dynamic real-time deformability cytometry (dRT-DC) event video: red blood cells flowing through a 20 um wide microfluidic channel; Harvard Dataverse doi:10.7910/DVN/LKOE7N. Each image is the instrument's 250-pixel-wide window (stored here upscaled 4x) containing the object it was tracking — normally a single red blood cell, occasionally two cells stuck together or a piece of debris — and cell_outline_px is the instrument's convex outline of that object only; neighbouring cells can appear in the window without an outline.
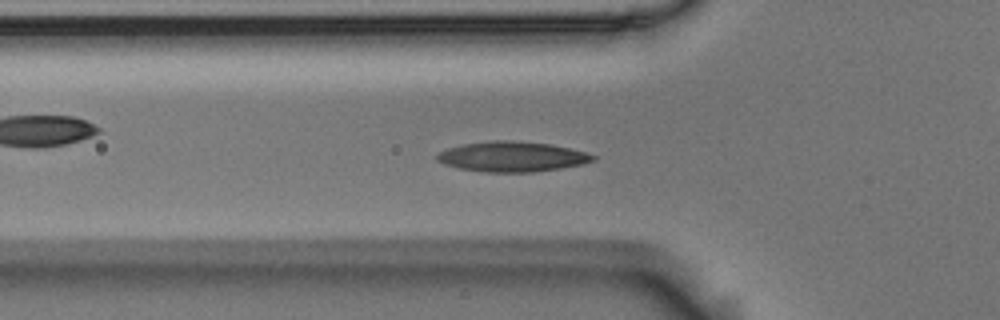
{"species": "Egyptian fruit bat (a non-hibernating species)", "species_latin": "Rousettus aegyptiacus", "temperature_condition": "room temperature", "stored_images_in_passage": 55, "camera_frame_rate_fps": 3000, "um_per_image_px": 0.085, "animal": {"sex": "male"}, "frame": {"image": 1, "passage_image": 18, "time_ms": 5.667, "image_size_px": [1000, 320], "cell_outline_px": [[596, 160], [584, 164], [560, 168], [532, 172], [488, 172], [460, 168], [444, 164], [436, 160], [436, 156], [440, 152], [448, 148], [464, 144], [492, 140], [508, 140], [548, 144], [568, 148], [584, 152], [596, 156]], "centroid_in_image_um": [43.53, 13.32], "position_along_channel_um": 82.3, "area_um2": 27.11}}
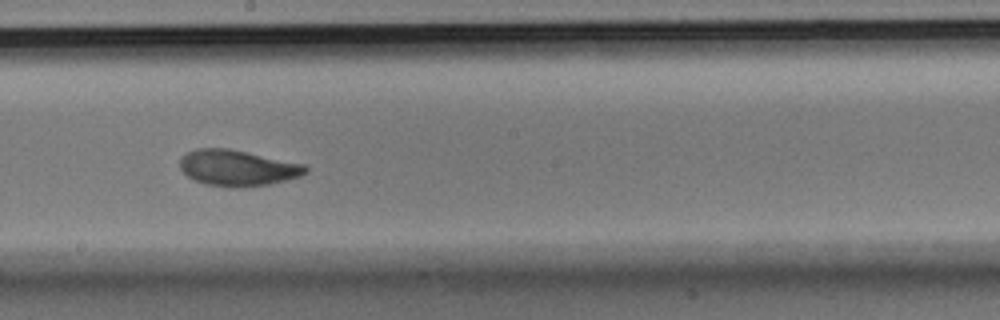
{"frame": {"image": 2, "passage_image": 30, "time_ms": 9.667, "image_size_px": [1000, 320], "cell_outline_px": [[308, 172], [300, 176], [268, 184], [244, 188], [228, 188], [204, 184], [188, 176], [180, 168], [180, 156], [196, 148], [228, 148], [304, 164], [308, 168]], "centroid_in_image_um": [20.17, 14.28], "position_along_channel_um": 228.0, "area_um2": 26.41}}
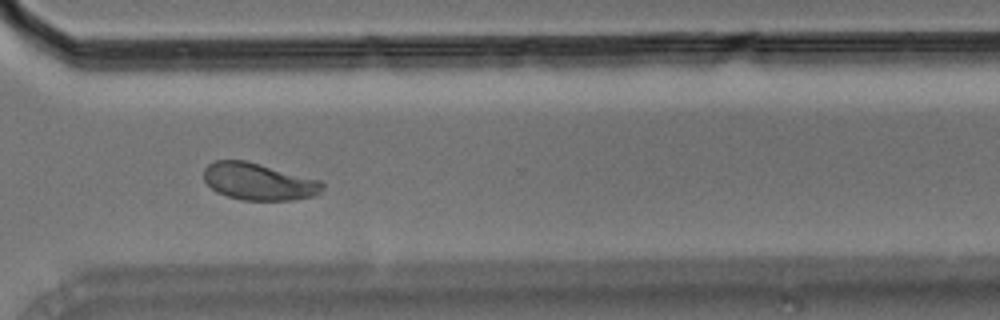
{"frame": {"image": 3, "passage_image": 40, "time_ms": 13.0, "image_size_px": [1000, 320], "cell_outline_px": [[324, 188], [316, 196], [292, 200], [244, 200], [228, 196], [216, 192], [204, 180], [204, 168], [208, 164], [216, 160], [244, 160], [320, 180], [324, 184]], "centroid_in_image_um": [21.99, 15.44], "position_along_channel_um": 348.6, "area_um2": 25.49}, "authors_computed_cell_mechanics": {"area_um2": 25.4898, "velocity_mm_per_s": 3.6261, "shape_relaxation_time_tau1_ms": 3.6162, "shape_relaxation_time_tau2_ms": 1.2358, "deformation_change_tau1": 0.1365, "deformation_change_tau2": 0.0608}}